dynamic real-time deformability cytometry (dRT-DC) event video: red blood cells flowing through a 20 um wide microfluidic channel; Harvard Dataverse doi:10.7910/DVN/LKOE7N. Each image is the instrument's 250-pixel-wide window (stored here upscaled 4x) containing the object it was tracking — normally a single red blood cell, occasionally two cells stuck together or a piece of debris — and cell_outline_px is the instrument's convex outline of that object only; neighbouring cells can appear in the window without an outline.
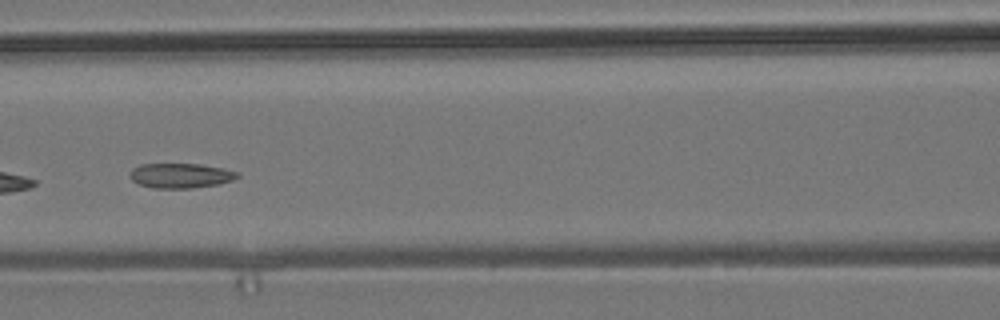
{"species": "common noctule bat (a hibernating species)", "species_latin": "Nyctalus noctula", "temperature_condition": "room temperature", "stored_images_in_passage": 7, "camera_frame_rate_fps": 3000, "um_per_image_px": 0.085, "animal": {"sex": "male", "body_mass_g": 19.2, "forearm_length_mm": 51.8}, "frame": {"image": 1, "passage_image": 5, "time_ms": 5.333, "image_size_px": [1000, 320], "cell_outline_px": [[240, 176], [232, 180], [220, 184], [192, 188], [152, 188], [140, 184], [132, 180], [128, 176], [132, 168], [140, 164], [200, 164], [224, 168], [240, 172]], "centroid_in_image_um": [15.37, 14.92], "position_along_channel_um": 151.2, "area_um2": 15.72}}
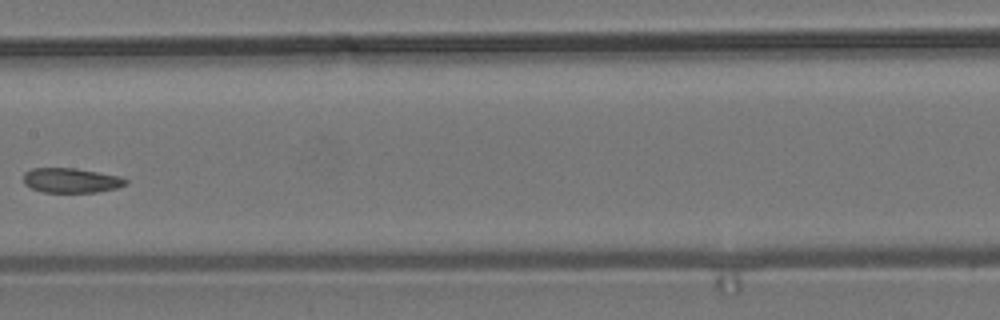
{"frame": {"image": 2, "passage_image": 6, "time_ms": 6.667, "image_size_px": [1000, 320], "cell_outline_px": [[128, 184], [116, 188], [96, 192], [44, 192], [32, 188], [24, 184], [24, 172], [32, 168], [76, 168], [120, 176], [128, 180]], "centroid_in_image_um": [6.06, 15.33], "position_along_channel_um": 201.3, "area_um2": 14.74}}
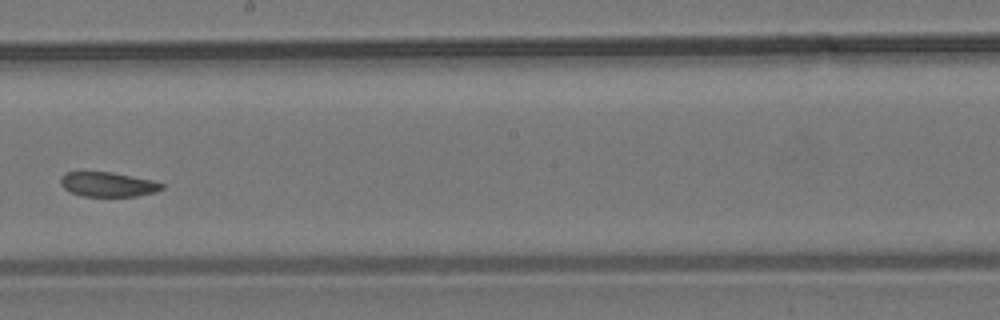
{"frame": {"image": 3, "passage_image": 7, "time_ms": 7.667, "image_size_px": [1000, 320], "cell_outline_px": [[164, 188], [156, 192], [136, 196], [84, 196], [72, 192], [64, 188], [60, 184], [60, 176], [64, 172], [112, 172], [152, 180], [164, 184]], "centroid_in_image_um": [9.17, 15.67], "position_along_channel_um": 239.0, "area_um2": 14.51}}